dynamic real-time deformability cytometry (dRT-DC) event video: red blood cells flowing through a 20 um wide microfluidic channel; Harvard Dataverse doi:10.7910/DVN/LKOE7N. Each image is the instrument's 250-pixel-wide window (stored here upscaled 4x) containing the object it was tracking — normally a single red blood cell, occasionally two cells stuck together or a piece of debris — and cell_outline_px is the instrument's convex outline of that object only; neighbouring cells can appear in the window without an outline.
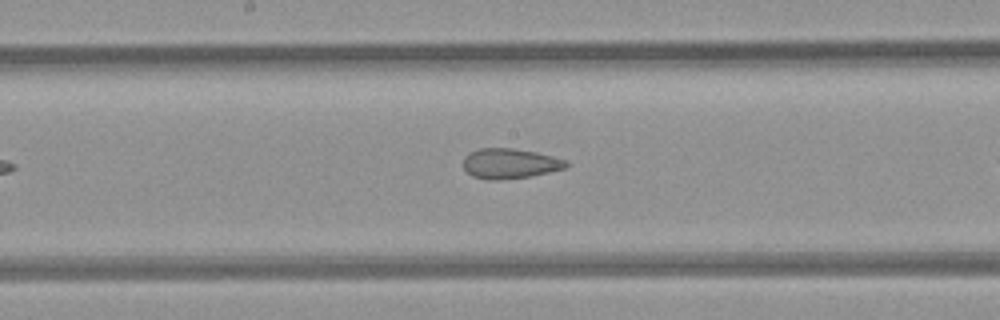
{"species": "common noctule bat (a hibernating species)", "species_latin": "Nyctalus noctula", "temperature_condition": "room temperature", "stored_images_in_passage": 16, "camera_frame_rate_fps": 3000, "um_per_image_px": 0.085, "animal": {"sex": "female", "body_mass_g": 21.9}, "frame": {"image": 1, "passage_image": 14, "time_ms": 4.333, "image_size_px": [1000, 320], "cell_outline_px": [[568, 168], [532, 176], [496, 180], [488, 180], [472, 176], [464, 168], [464, 156], [480, 148], [512, 148], [536, 152], [552, 156], [564, 160], [568, 164]], "centroid_in_image_um": [43.35, 13.91], "position_along_channel_um": 204.8, "area_um2": 17.98}}